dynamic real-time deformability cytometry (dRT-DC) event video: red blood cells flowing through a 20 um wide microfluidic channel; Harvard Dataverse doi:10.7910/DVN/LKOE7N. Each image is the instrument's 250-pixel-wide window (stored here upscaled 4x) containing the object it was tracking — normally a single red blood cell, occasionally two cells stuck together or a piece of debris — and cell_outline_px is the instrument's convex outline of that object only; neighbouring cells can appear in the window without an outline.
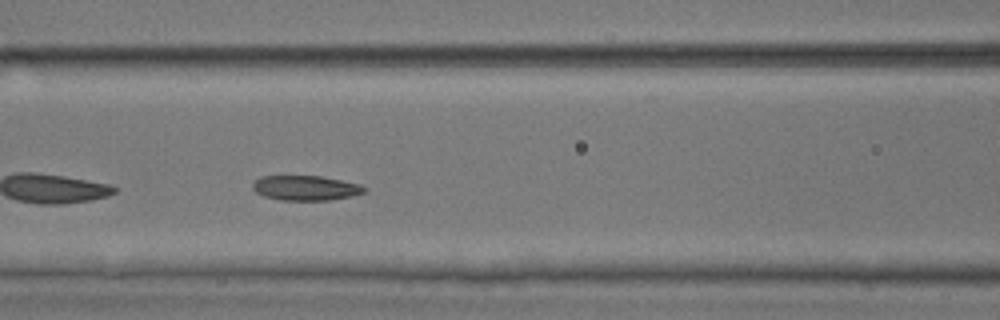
{"species": "common noctule bat (a hibernating species)", "species_latin": "Nyctalus noctula", "temperature_condition": "room temperature", "stored_images_in_passage": 37, "camera_frame_rate_fps": 3000, "um_per_image_px": 0.085, "animal": {"sex": "male", "body_mass_g": 17.9, "forearm_length_mm": 54.2}, "frame": {"image": 1, "passage_image": 13, "time_ms": 4.0, "image_size_px": [1000, 320], "cell_outline_px": [[368, 188], [364, 192], [352, 196], [328, 200], [280, 200], [264, 196], [256, 192], [252, 188], [252, 184], [260, 176], [320, 176], [360, 184]], "centroid_in_image_um": [25.97, 15.98], "position_along_channel_um": 140.6, "area_um2": 16.13}}
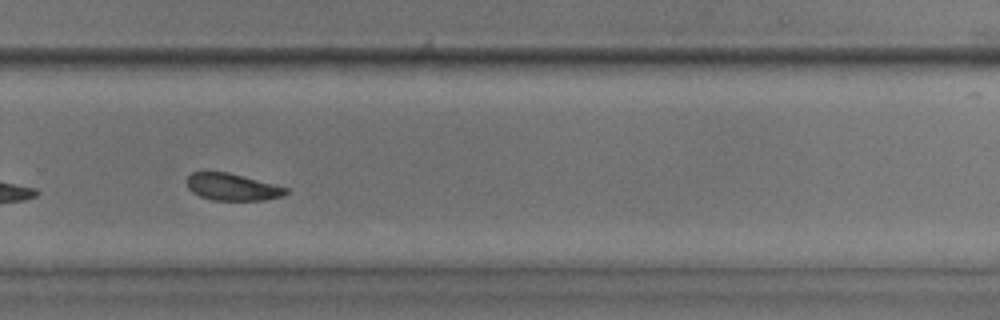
{"frame": {"image": 2, "passage_image": 26, "time_ms": 8.333, "image_size_px": [1000, 320], "cell_outline_px": [[288, 192], [284, 196], [264, 200], [212, 200], [200, 196], [192, 192], [188, 188], [188, 176], [192, 172], [228, 172], [288, 188]], "centroid_in_image_um": [19.75, 15.9], "position_along_channel_um": 310.0, "area_um2": 15.43}, "authors_computed_cell_mechanics": {"area_um2": 16.3574, "velocity_mm_per_s": 3.9159, "shape_relaxation_time_tau1_ms": 2.8865, "shape_relaxation_time_tau2_ms": 2.223, "deformation_change_tau1": 0.0834, "deformation_change_tau2": 0.0786}}